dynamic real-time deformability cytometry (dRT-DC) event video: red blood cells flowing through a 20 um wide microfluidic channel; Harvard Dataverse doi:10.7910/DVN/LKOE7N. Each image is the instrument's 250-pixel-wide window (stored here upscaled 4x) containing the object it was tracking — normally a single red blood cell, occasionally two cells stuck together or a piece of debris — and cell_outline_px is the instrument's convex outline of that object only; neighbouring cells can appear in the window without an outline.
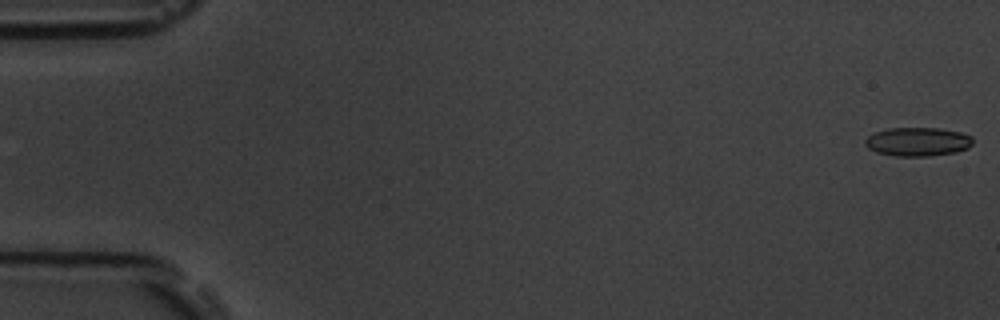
{"species": "common noctule bat (a hibernating species)", "species_latin": "Nyctalus noctula", "temperature_condition": "room temperature", "stored_images_in_passage": 55, "camera_frame_rate_fps": 3000, "um_per_image_px": 0.085, "animal": {"sex": "male", "body_mass_g": 19.5, "forearm_length_mm": 54.6}, "frame": {"image": 1, "passage_image": 1, "time_ms": 0.0, "image_size_px": [1000, 320], "cell_outline_px": [[972, 144], [968, 148], [956, 152], [928, 156], [892, 156], [876, 152], [868, 148], [864, 144], [864, 140], [868, 136], [876, 132], [888, 128], [940, 128], [960, 132], [972, 136]], "centroid_in_image_um": [77.99, 12.05], "position_along_channel_um": 7.0, "area_um2": 18.15}}
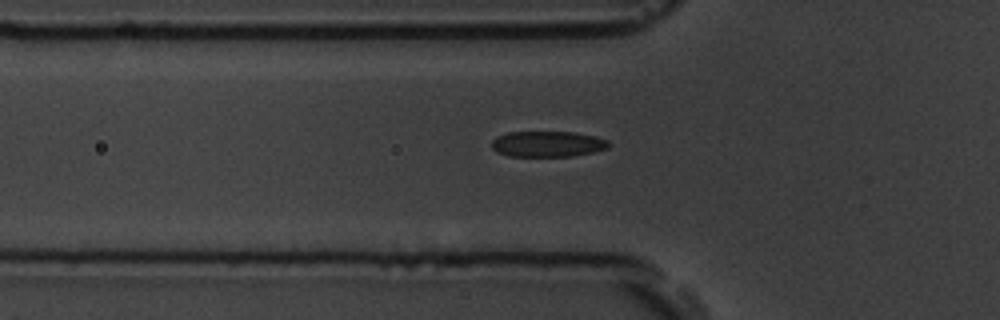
{"frame": {"image": 2, "passage_image": 19, "time_ms": 6.0, "image_size_px": [1000, 320], "cell_outline_px": [[608, 148], [592, 152], [572, 156], [508, 156], [496, 152], [492, 148], [492, 140], [496, 136], [508, 132], [572, 132], [592, 136], [608, 140]], "centroid_in_image_um": [46.49, 12.24], "position_along_channel_um": 79.3, "area_um2": 17.46}}
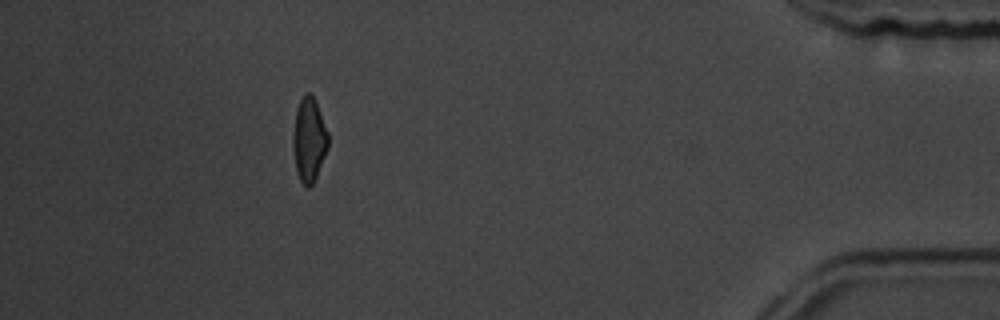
{"frame": {"image": 3, "passage_image": 50, "time_ms": 16.333, "image_size_px": [1000, 320], "cell_outline_px": [[328, 148], [316, 176], [312, 184], [308, 188], [300, 180], [296, 172], [292, 144], [292, 132], [296, 108], [304, 92], [308, 92], [316, 100], [328, 132]], "centroid_in_image_um": [26.25, 11.84], "position_along_channel_um": 409.0, "area_um2": 17.4}, "authors_computed_cell_mechanics": {"area_um2": 18.3804, "velocity_mm_per_s": 3.724, "shape_relaxation_time_tau1_ms": 3.48, "shape_relaxation_time_tau2_ms": 1.472, "deformation_change_tau1": 0.13, "deformation_change_tau2": 0.0832}}